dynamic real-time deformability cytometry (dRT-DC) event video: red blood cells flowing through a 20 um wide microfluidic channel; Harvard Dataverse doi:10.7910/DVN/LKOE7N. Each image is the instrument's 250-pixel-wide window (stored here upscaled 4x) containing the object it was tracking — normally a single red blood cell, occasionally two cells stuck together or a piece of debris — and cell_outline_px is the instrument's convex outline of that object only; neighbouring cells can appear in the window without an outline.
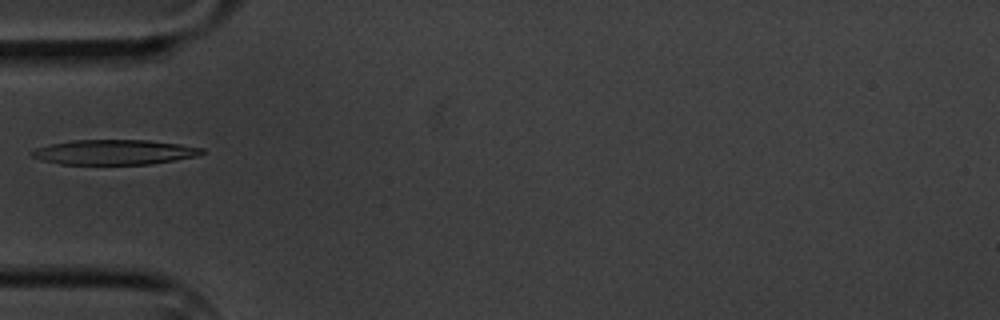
{"species": "common noctule bat (a hibernating species)", "species_latin": "Nyctalus noctula", "temperature_condition": "cold", "stored_images_in_passage": 7, "camera_frame_rate_fps": 3000, "um_per_image_px": 0.085, "animal": {"sex": "male", "body_mass_g": 20.1, "forearm_length_mm": 53.5}, "frame": {"image": 1, "passage_image": 5, "time_ms": 5.667, "image_size_px": [1000, 320], "cell_outline_px": [[204, 152], [196, 156], [176, 160], [152, 164], [60, 164], [40, 160], [32, 156], [28, 152], [36, 148], [52, 144], [72, 140], [148, 140], [180, 144], [204, 148]], "centroid_in_image_um": [9.71, 12.93], "position_along_channel_um": 75.3, "area_um2": 24.74}}
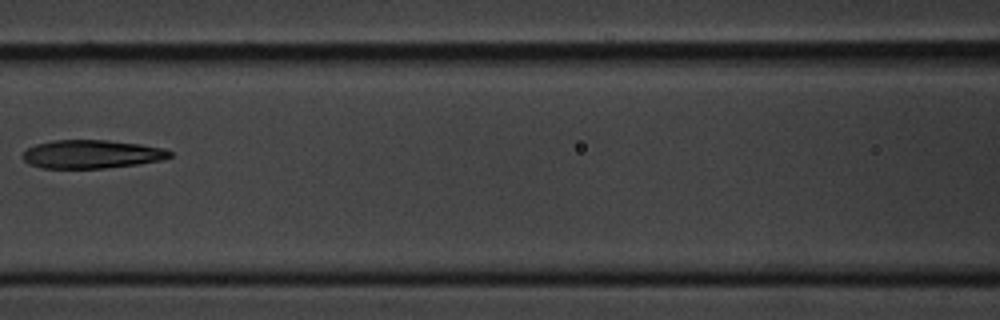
{"frame": {"image": 2, "passage_image": 7, "time_ms": 8.0, "image_size_px": [1000, 320], "cell_outline_px": [[172, 156], [160, 160], [136, 164], [104, 168], [40, 168], [28, 164], [20, 156], [28, 148], [36, 144], [52, 140], [108, 140], [140, 144], [164, 148], [172, 152]], "centroid_in_image_um": [7.75, 13.1], "position_along_channel_um": 158.8, "area_um2": 24.39}}